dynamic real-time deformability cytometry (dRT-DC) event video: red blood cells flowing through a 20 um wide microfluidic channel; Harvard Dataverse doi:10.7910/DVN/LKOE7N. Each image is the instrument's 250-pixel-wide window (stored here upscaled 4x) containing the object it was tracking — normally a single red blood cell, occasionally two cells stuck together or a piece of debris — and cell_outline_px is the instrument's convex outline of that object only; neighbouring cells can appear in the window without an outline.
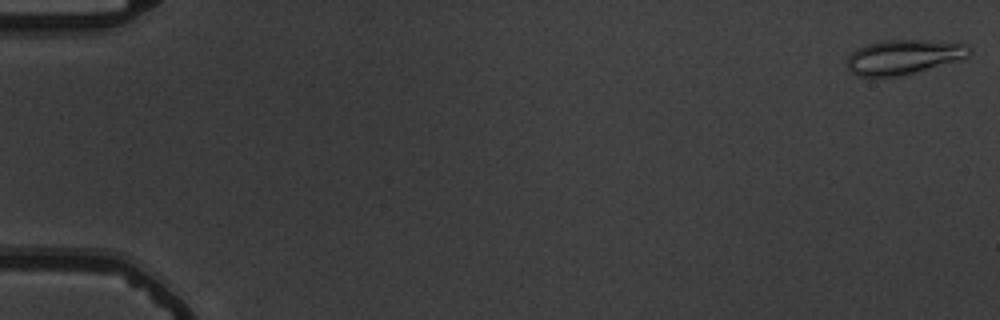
{"species": "common noctule bat (a hibernating species)", "species_latin": "Nyctalus noctula", "temperature_condition": "warm", "stored_images_in_passage": 55, "camera_frame_rate_fps": 3000, "um_per_image_px": 0.085, "animal": {"sex": "male", "body_mass_g": 19.5, "forearm_length_mm": 54.6}, "frame": {"image": 1, "passage_image": 1, "time_ms": 0.0, "image_size_px": [1000, 320], "cell_outline_px": [[972, 52], [968, 56], [956, 60], [916, 72], [900, 76], [856, 76], [848, 68], [848, 56], [856, 48], [864, 44], [884, 40], [956, 40], [968, 44], [972, 48]], "centroid_in_image_um": [76.86, 4.8], "position_along_channel_um": 8.1, "area_um2": 25.03}}
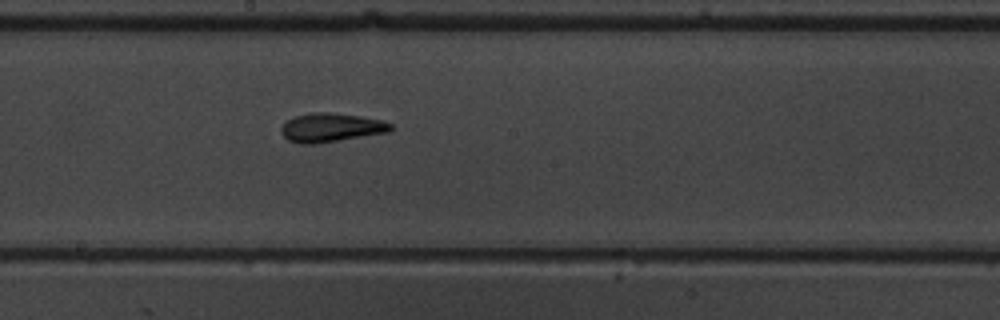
{"frame": {"image": 2, "passage_image": 31, "time_ms": 10.0, "image_size_px": [1000, 320], "cell_outline_px": [[396, 128], [388, 132], [316, 144], [300, 144], [288, 140], [280, 132], [280, 128], [288, 120], [296, 116], [312, 112], [328, 112], [360, 116], [384, 120], [392, 124]], "centroid_in_image_um": [28.16, 10.84], "position_along_channel_um": 220.0, "area_um2": 18.5}}
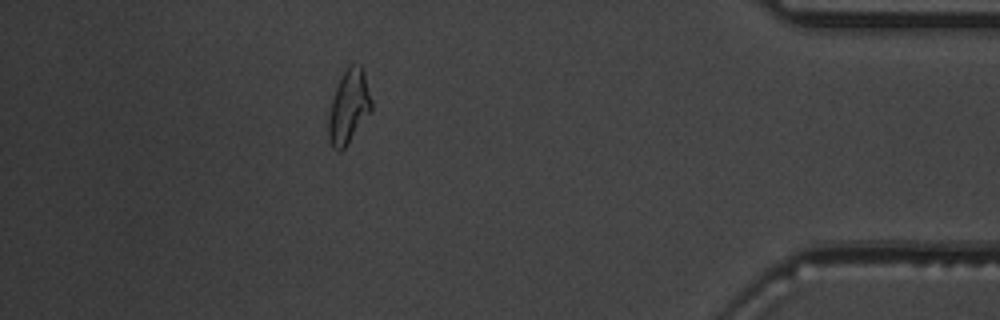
{"frame": {"image": 3, "passage_image": 49, "time_ms": 16.0, "image_size_px": [1000, 320], "cell_outline_px": [[372, 108], [348, 144], [340, 152], [332, 148], [328, 136], [328, 116], [332, 100], [340, 76], [348, 64], [360, 64], [364, 72], [372, 100]], "centroid_in_image_um": [29.63, 9.06], "position_along_channel_um": 405.6, "area_um2": 18.44}, "authors_computed_cell_mechanics": {"area_um2": 18.3226, "velocity_mm_per_s": 3.7619, "shape_relaxation_time_tau1_ms": 8.4843, "shape_relaxation_time_tau2_ms": 3.3048, "deformation_change_tau1": 0.2377, "deformation_change_tau2": 0.1141}}